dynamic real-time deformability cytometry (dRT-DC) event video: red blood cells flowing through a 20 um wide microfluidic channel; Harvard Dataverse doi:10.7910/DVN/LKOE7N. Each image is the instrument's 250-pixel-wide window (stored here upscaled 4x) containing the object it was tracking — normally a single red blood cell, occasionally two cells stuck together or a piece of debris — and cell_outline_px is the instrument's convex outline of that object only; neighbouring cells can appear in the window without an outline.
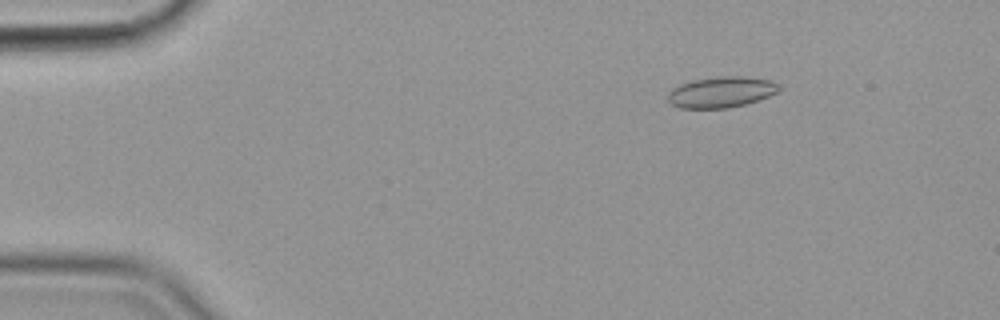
{"species": "common noctule bat (a hibernating species)", "species_latin": "Nyctalus noctula", "temperature_condition": "cold", "stored_images_in_passage": 57, "camera_frame_rate_fps": 3000, "um_per_image_px": 0.085, "animal": {"sex": "female", "body_mass_g": 19.9}, "frame": {"image": 1, "passage_image": 9, "time_ms": 2.667, "image_size_px": [1000, 320], "cell_outline_px": [[780, 88], [776, 92], [768, 96], [744, 104], [728, 108], [680, 108], [672, 104], [668, 100], [668, 92], [672, 88], [680, 84], [692, 80], [720, 76], [744, 76], [772, 80], [780, 84]], "centroid_in_image_um": [61.3, 7.81], "position_along_channel_um": 23.7, "area_um2": 20.0}}
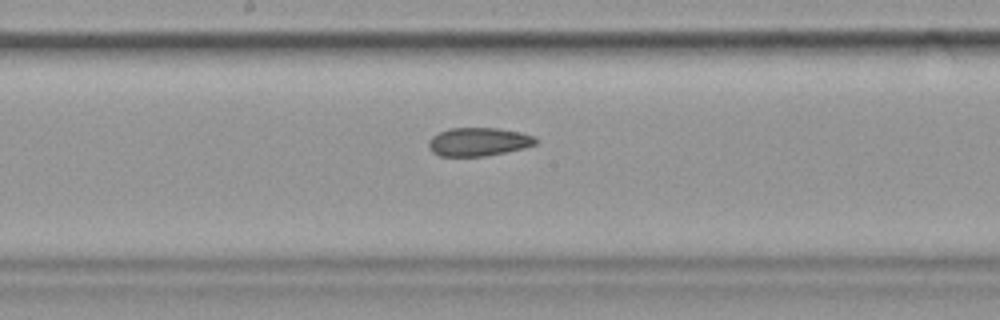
{"frame": {"image": 2, "passage_image": 31, "time_ms": 10.0, "image_size_px": [1000, 320], "cell_outline_px": [[536, 144], [524, 148], [484, 156], [440, 156], [432, 152], [428, 148], [428, 140], [432, 136], [448, 128], [500, 128], [520, 132], [536, 136]], "centroid_in_image_um": [40.65, 12.05], "position_along_channel_um": 207.5, "area_um2": 17.8}}
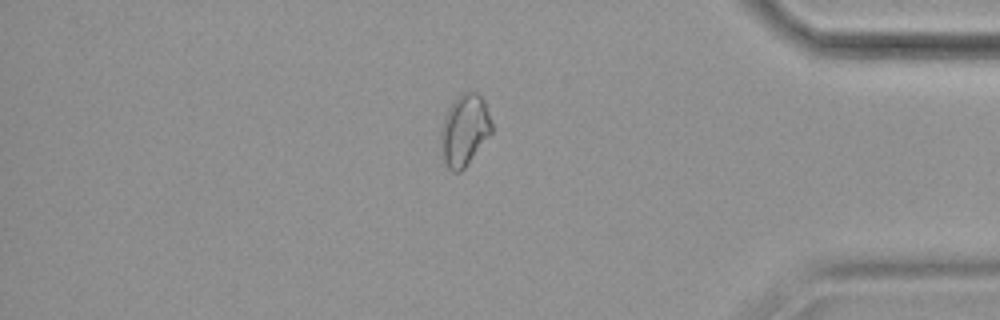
{"frame": {"image": 3, "passage_image": 49, "time_ms": 16.0, "image_size_px": [1000, 320], "cell_outline_px": [[492, 132], [464, 168], [460, 172], [452, 172], [444, 164], [440, 136], [440, 132], [444, 116], [452, 100], [456, 96], [464, 92], [476, 92], [484, 100], [492, 124]], "centroid_in_image_um": [39.46, 11.05], "position_along_channel_um": 395.7, "area_um2": 21.15}, "authors_computed_cell_mechanics": {"area_um2": 19.363, "velocity_mm_per_s": 3.5681, "shape_relaxation_time_tau1_ms": null, "shape_relaxation_time_tau2_ms": 3.7213, "deformation_change_tau1": null, "deformation_change_tau2": 0.0894}}